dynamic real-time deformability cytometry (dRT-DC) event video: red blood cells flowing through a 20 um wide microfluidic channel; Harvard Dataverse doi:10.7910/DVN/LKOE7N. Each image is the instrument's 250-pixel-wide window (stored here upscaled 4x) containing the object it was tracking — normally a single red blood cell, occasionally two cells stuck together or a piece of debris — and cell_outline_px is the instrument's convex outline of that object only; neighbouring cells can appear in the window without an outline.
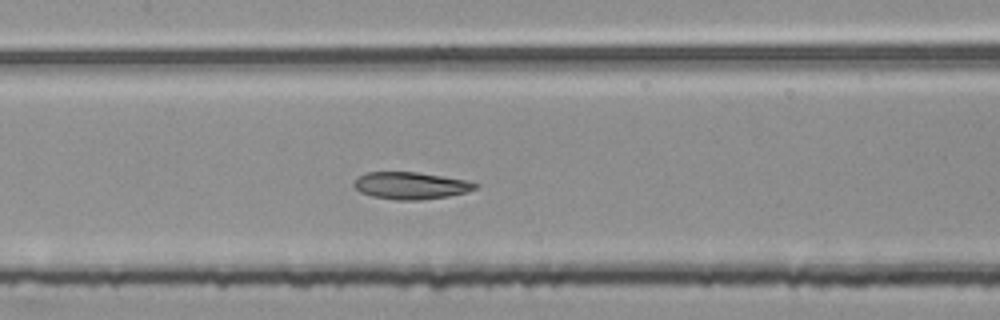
{"species": "common noctule bat (a hibernating species)", "species_latin": "Nyctalus noctula", "temperature_condition": "room temperature", "stored_images_in_passage": 51, "segment_of_instrument_passage": [2, 2], "camera_frame_rate_fps": 3000, "um_per_image_px": 0.085, "animal": {"sex": "female", "body_mass_g": 25.1}, "frame": {"image": 1, "passage_image": 24, "time_ms": 7.667, "image_size_px": [1000, 320], "cell_outline_px": [[480, 184], [476, 188], [468, 192], [448, 196], [420, 200], [396, 200], [372, 196], [360, 192], [352, 184], [356, 176], [368, 172], [416, 172], [468, 180]], "centroid_in_image_um": [34.91, 15.77], "position_along_channel_um": 172.5, "area_um2": 19.31}}
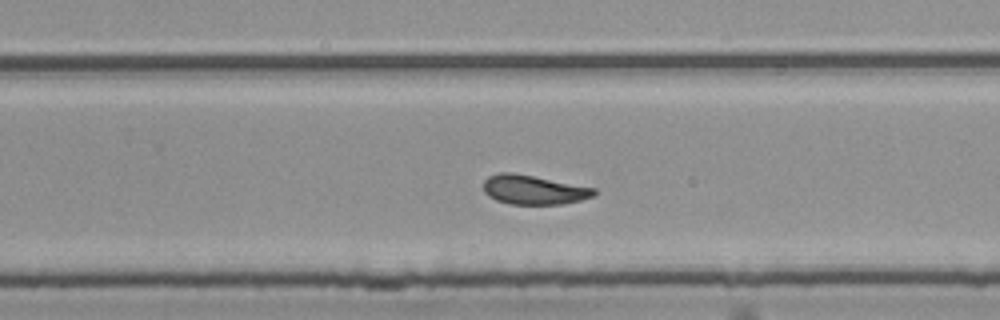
{"frame": {"image": 2, "passage_image": 33, "time_ms": 10.667, "image_size_px": [1000, 320], "cell_outline_px": [[596, 192], [592, 196], [580, 200], [564, 204], [508, 204], [496, 200], [488, 196], [484, 192], [484, 180], [488, 176], [500, 172], [512, 172], [596, 188]], "centroid_in_image_um": [45.33, 16.13], "position_along_channel_um": 284.5, "area_um2": 18.84}}
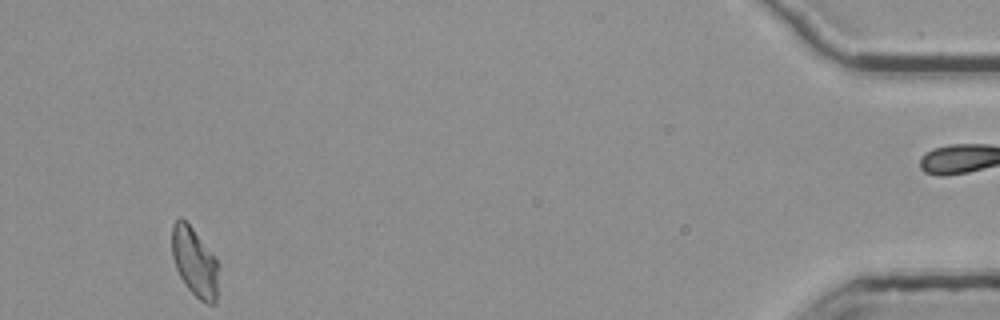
{"frame": {"image": 3, "passage_image": 50, "time_ms": 16.333, "image_size_px": [1000, 320], "cell_outline_px": [[220, 264], [216, 304], [208, 304], [200, 300], [184, 284], [176, 268], [172, 256], [172, 224], [180, 216], [192, 228], [216, 256]], "centroid_in_image_um": [16.58, 22.29], "position_along_channel_um": 418.6, "area_um2": 19.07}}